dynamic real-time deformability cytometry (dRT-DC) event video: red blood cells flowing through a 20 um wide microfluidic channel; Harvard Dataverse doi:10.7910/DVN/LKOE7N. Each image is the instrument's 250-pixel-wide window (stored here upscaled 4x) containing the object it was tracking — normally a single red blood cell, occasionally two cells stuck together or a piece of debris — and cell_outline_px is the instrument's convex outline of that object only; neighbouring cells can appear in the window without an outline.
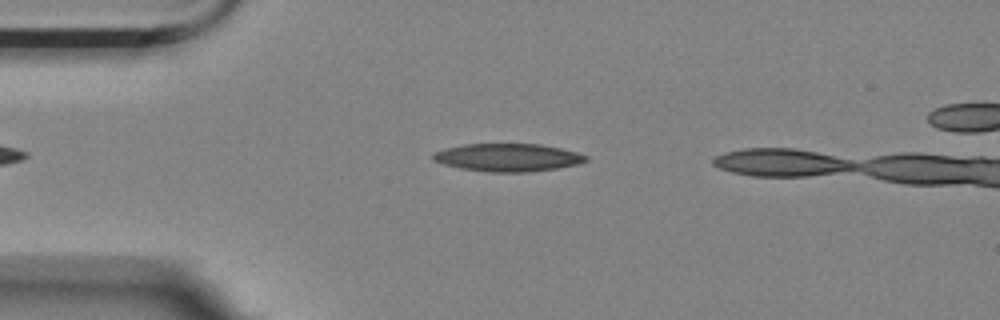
{"species": "Egyptian fruit bat (a non-hibernating species)", "species_latin": "Rousettus aegyptiacus", "temperature_condition": "room temperature", "stored_images_in_passage": 7, "camera_frame_rate_fps": 3000, "um_per_image_px": 0.085, "animal": {"sex": "female"}, "frame": {"image": 1, "passage_image": 4, "time_ms": 1.0, "image_size_px": [1000, 320], "cell_outline_px": [[588, 160], [576, 164], [556, 168], [528, 172], [488, 172], [460, 168], [444, 164], [432, 160], [432, 156], [436, 152], [444, 148], [464, 144], [540, 144], [560, 148], [576, 152], [588, 156]], "centroid_in_image_um": [43.14, 13.38], "position_along_channel_um": 41.9, "area_um2": 24.68}}